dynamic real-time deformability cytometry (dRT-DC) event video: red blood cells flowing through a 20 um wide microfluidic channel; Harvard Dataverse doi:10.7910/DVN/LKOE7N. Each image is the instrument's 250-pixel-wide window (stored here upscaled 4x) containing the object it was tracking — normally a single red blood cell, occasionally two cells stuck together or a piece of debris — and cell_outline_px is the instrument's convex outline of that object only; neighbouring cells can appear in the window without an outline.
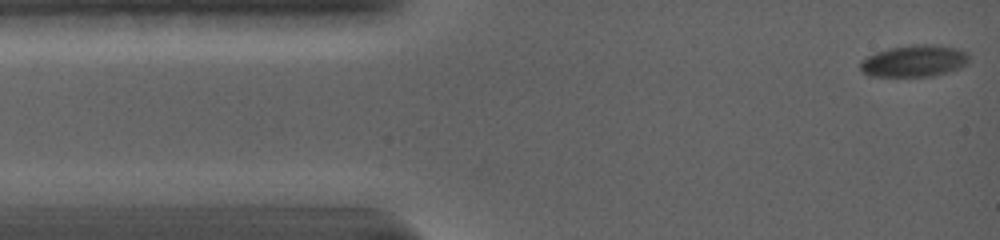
{"species": "common noctule bat (a hibernating species)", "species_latin": "Nyctalus noctula", "temperature_condition": "warm", "stored_images_in_passage": 51, "camera_frame_rate_fps": 5000, "um_per_image_px": 0.085, "animal": {"sex": "female", "body_mass_g": 19.0, "forearm_length_mm": 56.7}, "frame": {"image": 1, "passage_image": 1, "time_ms": 0.0, "image_size_px": [1000, 240], "cell_outline_px": [[968, 64], [960, 68], [948, 72], [932, 76], [868, 76], [860, 68], [860, 60], [876, 52], [892, 48], [960, 48], [968, 52]], "centroid_in_image_um": [77.69, 5.26], "position_along_channel_um": 7.3, "area_um2": 19.02}}
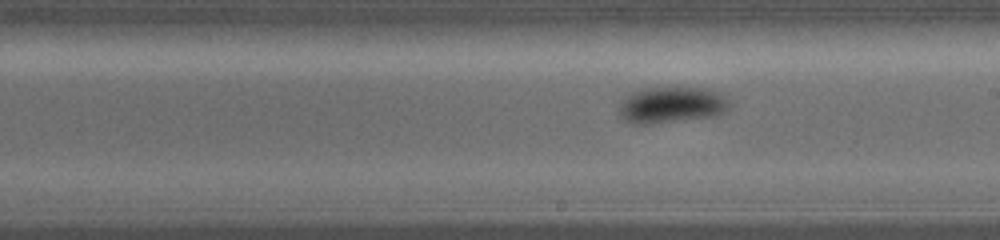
{"frame": {"image": 2, "passage_image": 24, "time_ms": 7.8, "image_size_px": [1000, 240], "cell_outline_px": [[728, 108], [724, 112], [708, 116], [652, 124], [632, 124], [624, 120], [620, 116], [620, 108], [632, 96], [640, 92], [656, 88], [696, 88], [712, 92], [720, 96], [724, 100]], "centroid_in_image_um": [57.05, 8.97], "position_along_channel_um": 232.0, "area_um2": 21.5}}
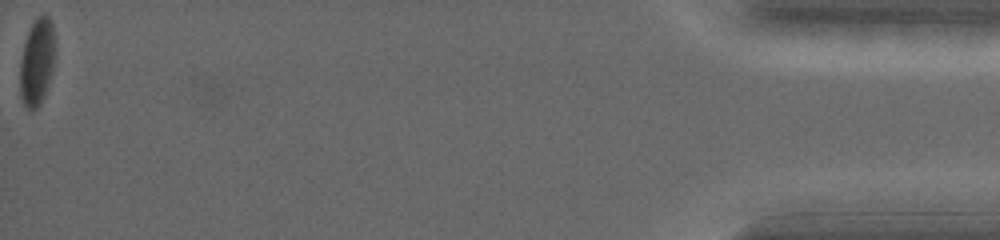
{"frame": {"image": 3, "passage_image": 51, "time_ms": 16.8, "image_size_px": [1000, 240], "cell_outline_px": [[56, 52], [52, 72], [44, 96], [40, 104], [36, 108], [24, 108], [20, 96], [20, 60], [24, 44], [28, 32], [36, 16], [44, 12], [52, 20], [56, 44]], "centroid_in_image_um": [3.16, 5.2], "position_along_channel_um": 432.0, "area_um2": 18.26}, "authors_computed_cell_mechanics": {"area_um2": 19.8832, "velocity_mm_per_s": 3.8309, "shape_relaxation_time_tau1_ms": 3.435, "shape_relaxation_time_tau2_ms": null, "deformation_change_tau1": 0.1359, "deformation_change_tau2": null}}